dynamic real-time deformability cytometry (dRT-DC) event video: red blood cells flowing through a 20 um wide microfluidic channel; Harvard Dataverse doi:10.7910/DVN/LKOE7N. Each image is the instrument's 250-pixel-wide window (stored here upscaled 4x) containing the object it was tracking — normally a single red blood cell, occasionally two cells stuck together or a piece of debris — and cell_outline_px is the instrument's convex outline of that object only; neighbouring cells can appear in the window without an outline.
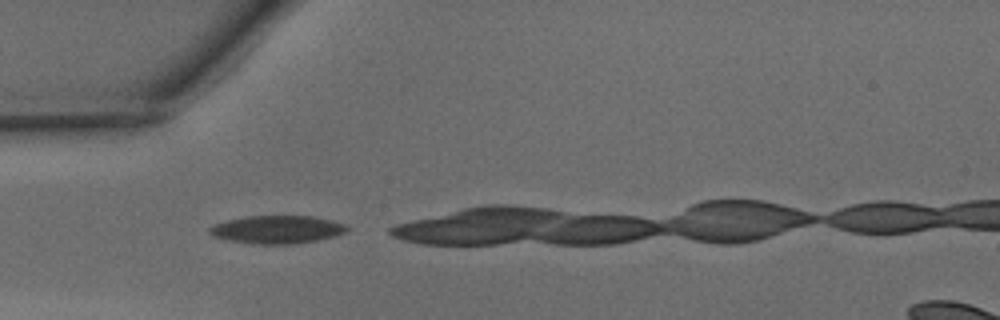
{"species": "common noctule bat (a hibernating species)", "species_latin": "Nyctalus noctula", "temperature_condition": "warm", "stored_images_in_passage": 7, "camera_frame_rate_fps": 3000, "um_per_image_px": 0.085, "animal": {"sex": "male", "body_mass_g": 15.6}, "frame": {"image": 1, "passage_image": 1, "time_ms": 0.0, "image_size_px": [1000, 320], "cell_outline_px": [[348, 228], [344, 232], [336, 236], [316, 240], [292, 244], [252, 244], [228, 240], [212, 236], [208, 232], [208, 228], [216, 224], [228, 220], [244, 216], [312, 216], [332, 220], [344, 224]], "centroid_in_image_um": [23.52, 19.51], "position_along_channel_um": 61.5, "area_um2": 22.37}}
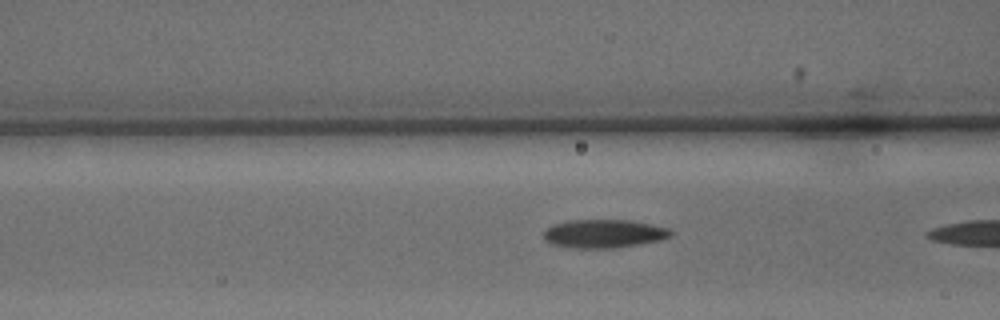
{"frame": {"image": 2, "passage_image": 5, "time_ms": 1.333, "image_size_px": [1000, 320], "cell_outline_px": [[672, 236], [660, 240], [616, 248], [572, 248], [552, 244], [544, 240], [544, 232], [548, 228], [556, 224], [568, 220], [632, 220], [652, 224], [668, 228], [672, 232]], "centroid_in_image_um": [51.35, 19.86], "position_along_channel_um": 115.3, "area_um2": 21.04}}